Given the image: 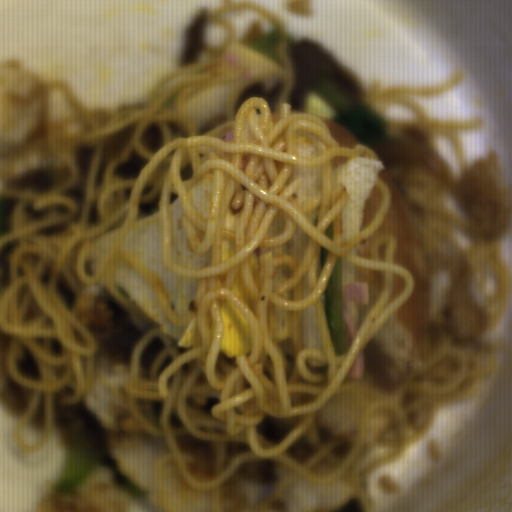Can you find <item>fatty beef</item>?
<instances>
[{"label":"fatty beef","instance_id":"5","mask_svg":"<svg viewBox=\"0 0 512 512\" xmlns=\"http://www.w3.org/2000/svg\"><path fill=\"white\" fill-rule=\"evenodd\" d=\"M211 10L197 11L189 29L183 54L181 57V69L193 63L215 59L209 54L203 45L204 33Z\"/></svg>","mask_w":512,"mask_h":512},{"label":"fatty beef","instance_id":"2","mask_svg":"<svg viewBox=\"0 0 512 512\" xmlns=\"http://www.w3.org/2000/svg\"><path fill=\"white\" fill-rule=\"evenodd\" d=\"M90 328L97 345L96 355L104 360L130 366L131 353L148 330L157 327L143 313L142 329L128 307L103 285L88 288Z\"/></svg>","mask_w":512,"mask_h":512},{"label":"fatty beef","instance_id":"4","mask_svg":"<svg viewBox=\"0 0 512 512\" xmlns=\"http://www.w3.org/2000/svg\"><path fill=\"white\" fill-rule=\"evenodd\" d=\"M53 423L63 445L86 450L90 459L109 454L107 435L83 398L75 406L54 405Z\"/></svg>","mask_w":512,"mask_h":512},{"label":"fatty beef","instance_id":"3","mask_svg":"<svg viewBox=\"0 0 512 512\" xmlns=\"http://www.w3.org/2000/svg\"><path fill=\"white\" fill-rule=\"evenodd\" d=\"M288 57L292 62L294 86L289 100L292 113L305 112L310 87L320 78L333 77L363 105L364 87L330 54L317 43L302 40L288 43Z\"/></svg>","mask_w":512,"mask_h":512},{"label":"fatty beef","instance_id":"1","mask_svg":"<svg viewBox=\"0 0 512 512\" xmlns=\"http://www.w3.org/2000/svg\"><path fill=\"white\" fill-rule=\"evenodd\" d=\"M375 150L385 166L419 162L454 200L463 218L483 238H500L509 217V189L502 160L489 154L476 160L463 172H455L436 148L428 147L423 128L408 126L398 135L387 131L379 140L365 145Z\"/></svg>","mask_w":512,"mask_h":512}]
</instances>
